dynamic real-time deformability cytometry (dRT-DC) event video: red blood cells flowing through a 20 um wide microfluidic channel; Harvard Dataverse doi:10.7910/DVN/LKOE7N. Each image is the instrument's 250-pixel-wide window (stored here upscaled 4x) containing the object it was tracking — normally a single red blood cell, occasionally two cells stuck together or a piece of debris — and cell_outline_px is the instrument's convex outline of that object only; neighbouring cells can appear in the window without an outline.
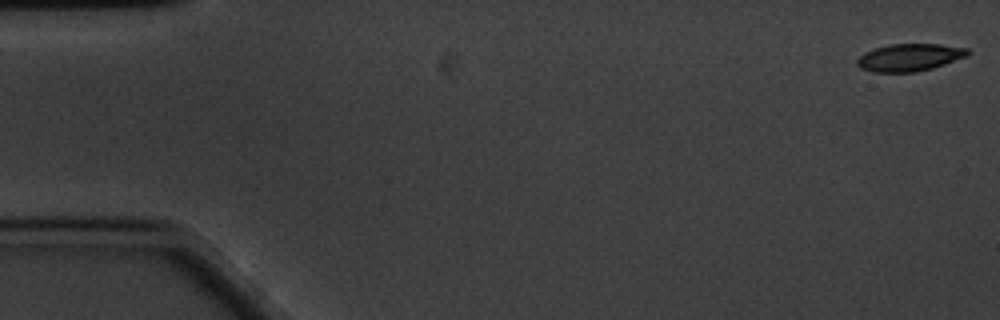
{"species": "common noctule bat (a hibernating species)", "species_latin": "Nyctalus noctula", "temperature_condition": "cold", "stored_images_in_passage": 59, "camera_frame_rate_fps": 3000, "um_per_image_px": 0.085, "animal": {"sex": "male", "body_mass_g": 20.1, "forearm_length_mm": 53.5}, "frame": {"image": 1, "passage_image": 1, "time_ms": 0.0, "image_size_px": [1000, 320], "cell_outline_px": [[968, 56], [932, 68], [916, 72], [872, 72], [860, 68], [856, 64], [856, 60], [864, 52], [888, 44], [940, 44], [968, 48]], "centroid_in_image_um": [77.29, 4.88], "position_along_channel_um": 7.7, "area_um2": 17.69}}
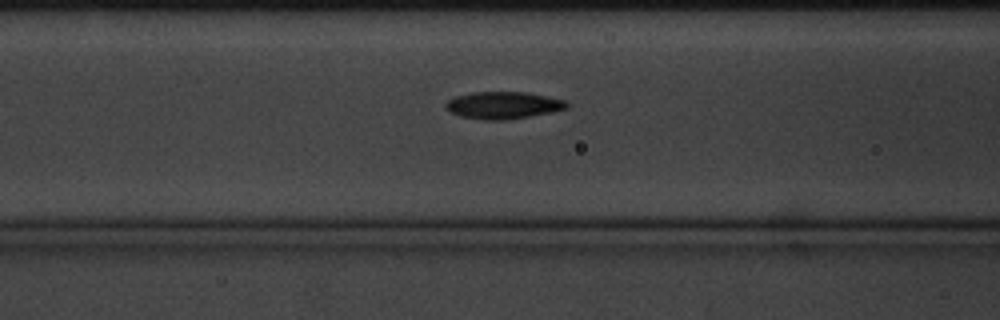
{"frame": {"image": 2, "passage_image": 23, "time_ms": 7.333, "image_size_px": [1000, 320], "cell_outline_px": [[568, 108], [552, 112], [528, 116], [500, 120], [484, 120], [460, 116], [444, 108], [444, 104], [452, 96], [472, 92], [528, 92], [564, 100], [568, 104]], "centroid_in_image_um": [42.72, 8.93], "position_along_channel_um": 123.9, "area_um2": 19.13}}
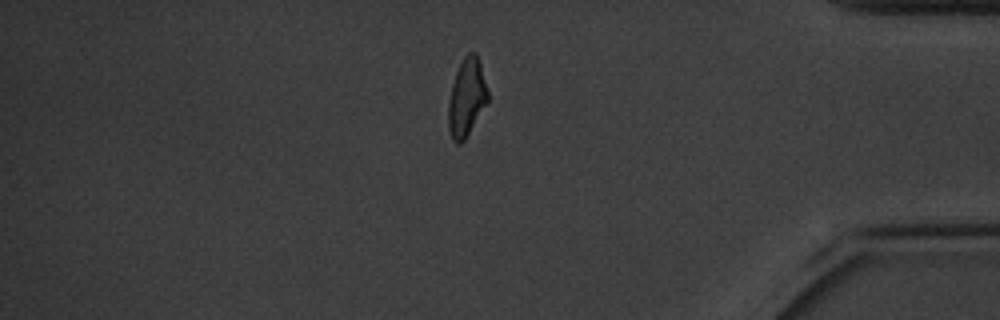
{"frame": {"image": 3, "passage_image": 50, "time_ms": 16.333, "image_size_px": [1000, 320], "cell_outline_px": [[488, 100], [464, 140], [460, 144], [456, 144], [452, 140], [448, 128], [448, 104], [452, 84], [456, 72], [464, 56], [468, 52], [476, 52], [480, 64], [488, 92]], "centroid_in_image_um": [39.64, 8.29], "position_along_channel_um": 395.6, "area_um2": 17.63}, "authors_computed_cell_mechanics": {"area_um2": 18.3804, "velocity_mm_per_s": 3.365, "shape_relaxation_time_tau1_ms": 3.3684, "shape_relaxation_time_tau2_ms": 3.4426, "deformation_change_tau1": 0.1399, "deformation_change_tau2": 0.0878}}